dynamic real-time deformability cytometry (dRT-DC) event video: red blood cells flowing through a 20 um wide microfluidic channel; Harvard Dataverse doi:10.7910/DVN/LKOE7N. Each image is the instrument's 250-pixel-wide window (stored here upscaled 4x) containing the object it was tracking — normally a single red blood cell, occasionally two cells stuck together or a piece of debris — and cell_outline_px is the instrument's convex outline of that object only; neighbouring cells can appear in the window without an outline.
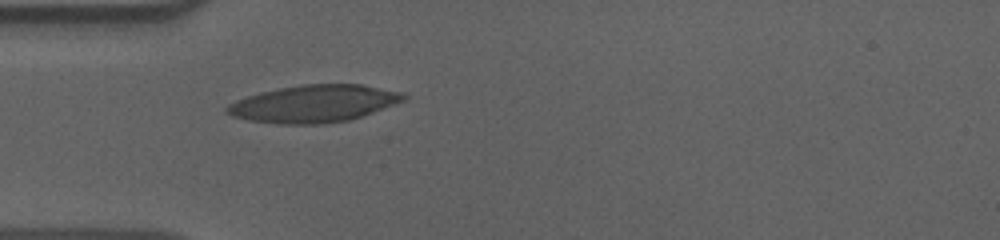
{"species": "human", "species_latin": "Homo sapiens", "temperature_condition": "cold", "stored_images_in_passage": 40, "camera_frame_rate_fps": 3000, "um_per_image_px": 0.085, "donor": {"sex": "male"}, "frame": {"image": 1, "passage_image": 1, "time_ms": 0.0, "image_size_px": [1000, 240], "cell_outline_px": [[408, 96], [404, 100], [372, 112], [348, 120], [324, 124], [280, 124], [248, 120], [232, 116], [224, 112], [224, 108], [228, 104], [236, 100], [260, 92], [300, 84], [360, 84], [404, 92]], "centroid_in_image_um": [26.65, 8.81], "position_along_channel_um": 58.4, "area_um2": 38.32}}
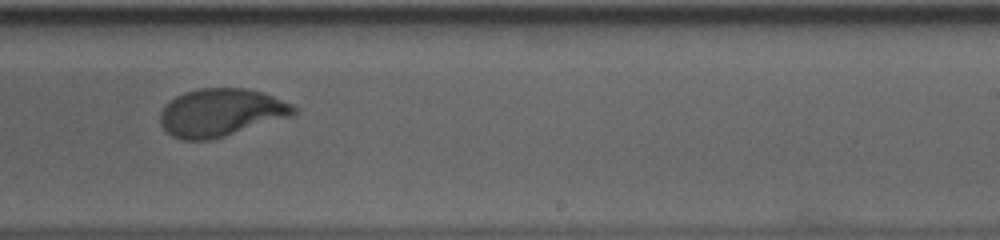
{"frame": {"image": 2, "passage_image": 19, "time_ms": 6.0, "image_size_px": [1000, 240], "cell_outline_px": [[296, 112], [292, 116], [224, 136], [208, 140], [180, 140], [172, 136], [160, 124], [160, 112], [164, 104], [176, 96], [184, 92], [200, 88], [244, 88], [264, 92], [292, 104], [296, 108]], "centroid_in_image_um": [18.76, 9.56], "position_along_channel_um": 270.2, "area_um2": 37.22}}
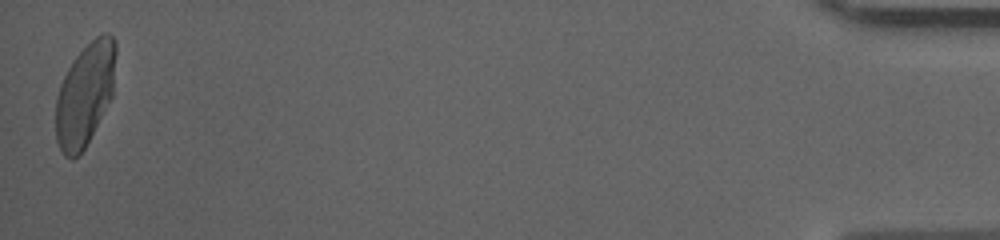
{"frame": {"image": 3, "passage_image": 40, "time_ms": 13.0, "image_size_px": [1000, 240], "cell_outline_px": [[116, 52], [112, 96], [84, 148], [72, 160], [64, 156], [56, 140], [56, 96], [60, 84], [68, 68], [76, 56], [96, 36], [104, 32], [108, 32], [116, 40]], "centroid_in_image_um": [7.22, 8.0], "position_along_channel_um": 428.0, "area_um2": 35.66}, "authors_computed_cell_mechanics": {"area_um2": 37.5122, "velocity_mm_per_s": 3.5934, "shape_relaxation_time_tau1_ms": 4.6113, "shape_relaxation_time_tau2_ms": null, "deformation_change_tau1": 0.191, "deformation_change_tau2": null}}